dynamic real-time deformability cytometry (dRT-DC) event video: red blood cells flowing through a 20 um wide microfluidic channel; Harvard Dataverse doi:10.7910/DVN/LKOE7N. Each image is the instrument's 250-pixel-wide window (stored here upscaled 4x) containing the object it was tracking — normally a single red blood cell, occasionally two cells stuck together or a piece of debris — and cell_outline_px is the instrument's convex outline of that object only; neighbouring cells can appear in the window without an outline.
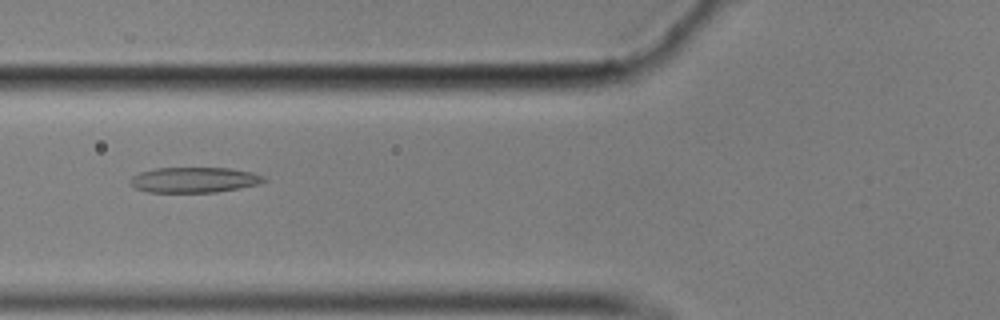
{"species": "common noctule bat (a hibernating species)", "species_latin": "Nyctalus noctula", "temperature_condition": "cold", "stored_images_in_passage": 20, "camera_frame_rate_fps": 3000, "um_per_image_px": 0.085, "animal": {"sex": "male", "body_mass_g": 17.9}, "frame": {"image": 1, "passage_image": 17, "time_ms": 5.333, "image_size_px": [1000, 320], "cell_outline_px": [[268, 180], [260, 184], [216, 192], [148, 192], [136, 188], [128, 180], [132, 176], [140, 172], [156, 168], [228, 168], [252, 172], [264, 176]], "centroid_in_image_um": [16.52, 15.29], "position_along_channel_um": 109.3, "area_um2": 19.77}}
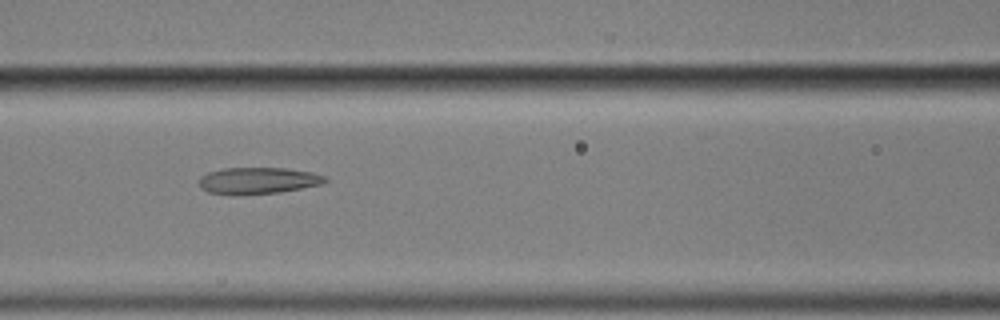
{"frame": {"image": 2, "passage_image": 20, "time_ms": 6.333, "image_size_px": [1000, 320], "cell_outline_px": [[328, 180], [320, 184], [280, 192], [208, 192], [200, 188], [200, 176], [208, 172], [224, 168], [284, 168], [312, 172], [324, 176]], "centroid_in_image_um": [21.95, 15.3], "position_along_channel_um": 144.6, "area_um2": 18.55}}